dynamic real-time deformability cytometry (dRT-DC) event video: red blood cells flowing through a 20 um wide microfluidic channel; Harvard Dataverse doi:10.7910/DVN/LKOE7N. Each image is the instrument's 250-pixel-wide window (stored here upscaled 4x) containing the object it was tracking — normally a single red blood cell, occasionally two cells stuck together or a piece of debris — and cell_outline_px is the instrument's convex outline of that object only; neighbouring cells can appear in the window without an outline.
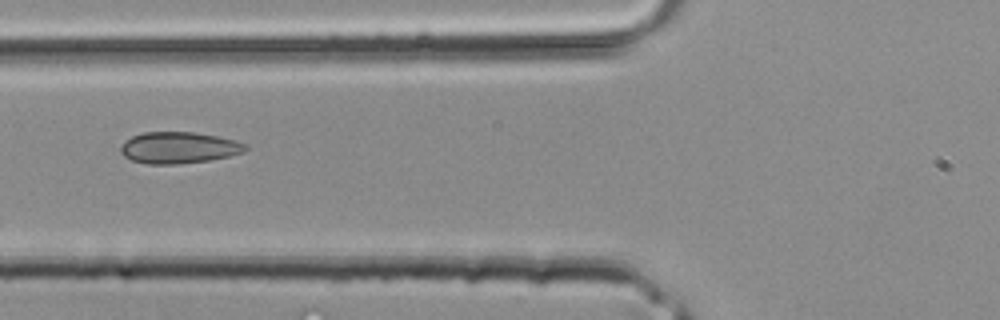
{"species": "common noctule bat (a hibernating species)", "species_latin": "Nyctalus noctula", "temperature_condition": "room temperature", "stored_images_in_passage": 3, "camera_frame_rate_fps": 3000, "um_per_image_px": 0.085, "animal": {"sex": "male", "body_mass_g": 20.4}, "frame": {"image": 1, "passage_image": 3, "time_ms": 0.667, "image_size_px": [1000, 320], "cell_outline_px": [[248, 148], [244, 152], [228, 156], [208, 160], [180, 164], [148, 164], [132, 160], [124, 156], [120, 152], [120, 144], [124, 140], [132, 136], [144, 132], [192, 132], [216, 136], [236, 140], [248, 144]], "centroid_in_image_um": [15.18, 12.55], "position_along_channel_um": 110.6, "area_um2": 23.0}}